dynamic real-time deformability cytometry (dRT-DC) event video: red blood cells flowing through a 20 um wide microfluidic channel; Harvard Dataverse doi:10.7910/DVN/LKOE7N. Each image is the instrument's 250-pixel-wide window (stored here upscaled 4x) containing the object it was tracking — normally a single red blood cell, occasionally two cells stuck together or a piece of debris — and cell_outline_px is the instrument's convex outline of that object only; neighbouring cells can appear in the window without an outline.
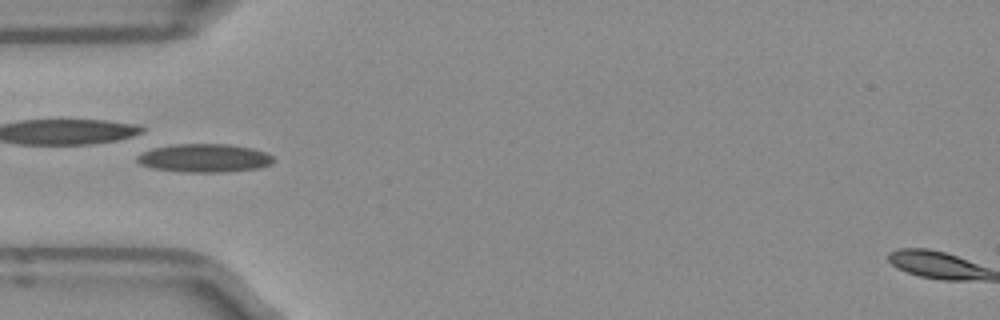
{"species": "Egyptian fruit bat (a non-hibernating species)", "species_latin": "Rousettus aegyptiacus", "temperature_condition": "room temperature", "stored_images_in_passage": 50, "camera_frame_rate_fps": 3000, "um_per_image_px": 0.085, "frame": {"image": 1, "passage_image": 15, "time_ms": 4.667, "image_size_px": [1000, 320], "cell_outline_px": [[272, 164], [260, 168], [220, 172], [184, 172], [152, 168], [140, 164], [136, 160], [136, 156], [152, 148], [172, 144], [228, 144], [252, 148], [264, 152], [272, 156]], "centroid_in_image_um": [17.35, 13.43], "position_along_channel_um": 67.7, "area_um2": 22.48}}
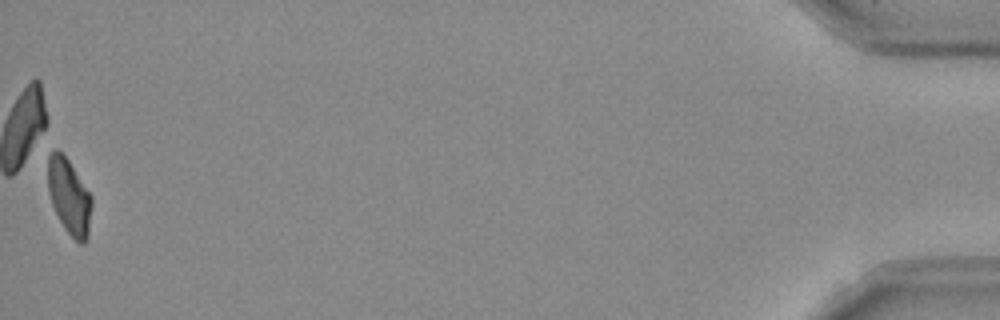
{"frame": {"image": 2, "passage_image": 50, "time_ms": 16.333, "image_size_px": [1000, 320], "cell_outline_px": [[92, 204], [88, 236], [84, 244], [80, 244], [64, 228], [52, 204], [48, 192], [48, 156], [56, 148], [68, 160], [92, 196]], "centroid_in_image_um": [5.89, 16.72], "position_along_channel_um": 429.3, "area_um2": 19.07}, "authors_computed_cell_mechanics": {"area_um2": 20.1722, "velocity_mm_per_s": 3.9575, "shape_relaxation_time_tau1_ms": null, "shape_relaxation_time_tau2_ms": 4.2996, "deformation_change_tau1": null, "deformation_change_tau2": 0.1113}}